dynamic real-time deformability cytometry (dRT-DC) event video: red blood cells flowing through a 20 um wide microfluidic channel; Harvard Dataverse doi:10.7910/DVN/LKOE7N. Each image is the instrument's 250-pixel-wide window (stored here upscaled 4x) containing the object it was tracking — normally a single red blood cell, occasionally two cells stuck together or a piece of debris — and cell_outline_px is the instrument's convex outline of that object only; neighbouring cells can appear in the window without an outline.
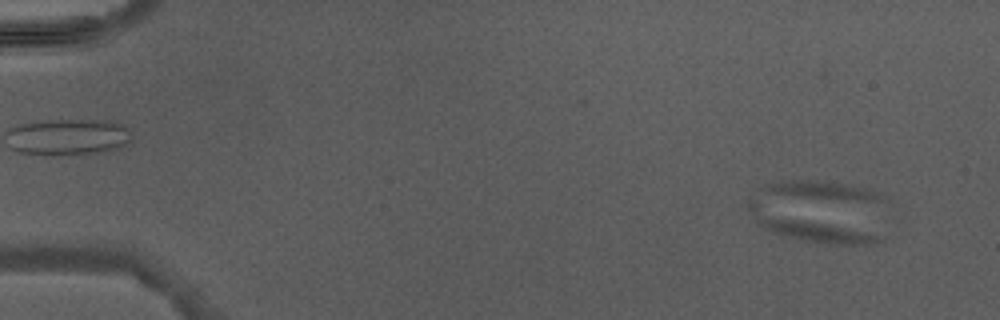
{"species": "Egyptian fruit bat (a non-hibernating species)", "species_latin": "Rousettus aegyptiacus", "temperature_condition": "warm", "stored_images_in_passage": 5, "camera_frame_rate_fps": 3000, "um_per_image_px": 0.085, "animal": {"sex": "male"}, "frame": {"image": 1, "passage_image": 5, "time_ms": 6.0, "image_size_px": [1000, 320], "cell_outline_px": [[888, 200], [884, 240], [876, 244], [832, 244], [804, 240], [788, 236], [764, 228], [756, 224], [748, 208], [748, 200], [760, 188], [768, 184], [780, 180], [816, 180], [848, 184], [868, 188], [880, 192], [888, 196]], "centroid_in_image_um": [69.82, 17.98], "position_along_channel_um": 15.2, "area_um2": 53.35}}